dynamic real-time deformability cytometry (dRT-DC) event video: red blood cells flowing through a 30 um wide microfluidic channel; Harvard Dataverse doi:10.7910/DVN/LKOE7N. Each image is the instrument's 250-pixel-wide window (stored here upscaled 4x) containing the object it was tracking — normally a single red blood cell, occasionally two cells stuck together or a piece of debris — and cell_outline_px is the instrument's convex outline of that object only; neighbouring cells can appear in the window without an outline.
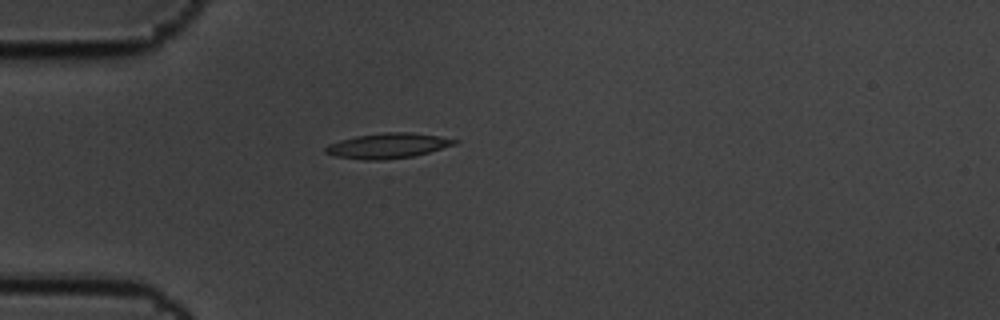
{"species": "common noctule bat (a hibernating species)", "species_latin": "Nyctalus noctula", "temperature_condition": "cold", "stored_images_in_passage": 1, "camera_frame_rate_fps": 3000, "um_per_image_px": 0.085, "animal": {"sex": "male", "body_mass_g": 19.5, "forearm_length_mm": 54.6}, "frame": {"image": 1, "passage_image": 1, "time_ms": 0.0, "image_size_px": [1000, 320], "cell_outline_px": [[460, 140], [456, 144], [428, 152], [412, 156], [384, 160], [364, 160], [336, 156], [324, 152], [324, 148], [328, 144], [340, 140], [356, 136], [384, 132], [412, 132], [440, 136]], "centroid_in_image_um": [32.96, 12.38], "position_along_channel_um": 52.0, "area_um2": 18.9}}